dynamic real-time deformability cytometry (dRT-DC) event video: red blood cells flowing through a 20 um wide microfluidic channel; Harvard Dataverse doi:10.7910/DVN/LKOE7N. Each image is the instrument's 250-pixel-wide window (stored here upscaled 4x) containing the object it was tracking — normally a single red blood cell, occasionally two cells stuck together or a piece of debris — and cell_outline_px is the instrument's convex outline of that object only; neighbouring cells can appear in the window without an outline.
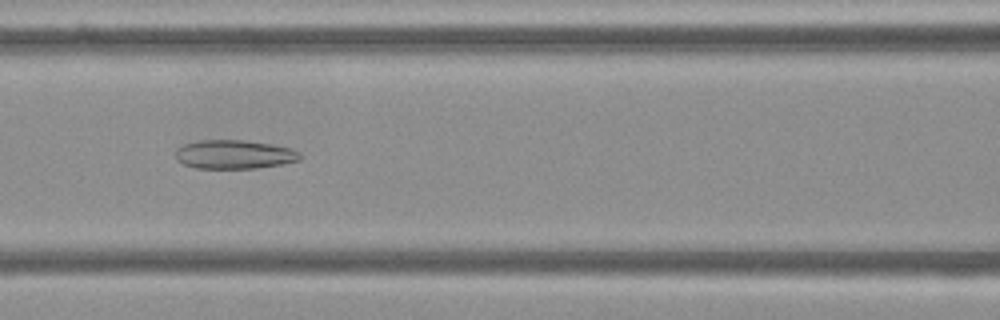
{"species": "Egyptian fruit bat (a non-hibernating species)", "species_latin": "Rousettus aegyptiacus", "temperature_condition": "cold", "stored_images_in_passage": 49, "camera_frame_rate_fps": 3000, "um_per_image_px": 0.085, "frame": {"image": 1, "passage_image": 18, "time_ms": 5.667, "image_size_px": [1000, 320], "cell_outline_px": [[300, 160], [280, 164], [256, 168], [196, 168], [184, 164], [176, 160], [176, 148], [184, 144], [200, 140], [244, 140], [272, 144], [292, 148], [300, 152]], "centroid_in_image_um": [19.9, 13.12], "position_along_channel_um": 146.7, "area_um2": 20.92}}
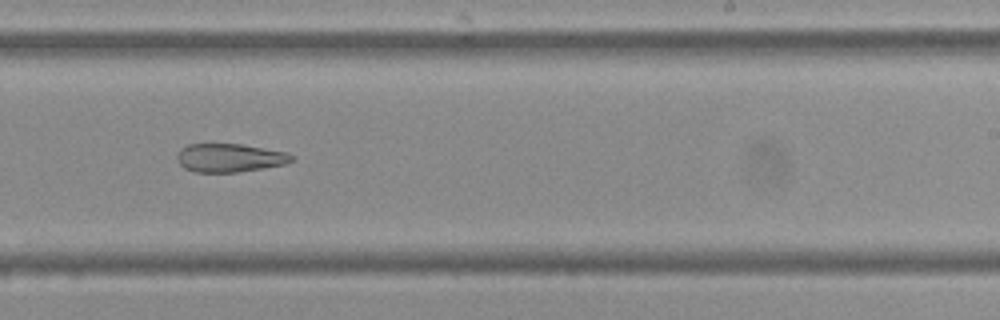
{"frame": {"image": 2, "passage_image": 28, "time_ms": 9.0, "image_size_px": [1000, 320], "cell_outline_px": [[292, 160], [284, 164], [264, 168], [236, 172], [196, 172], [184, 168], [176, 160], [176, 156], [180, 148], [188, 144], [240, 144], [284, 152], [292, 156]], "centroid_in_image_um": [19.44, 13.42], "position_along_channel_um": 269.6, "area_um2": 18.79}}
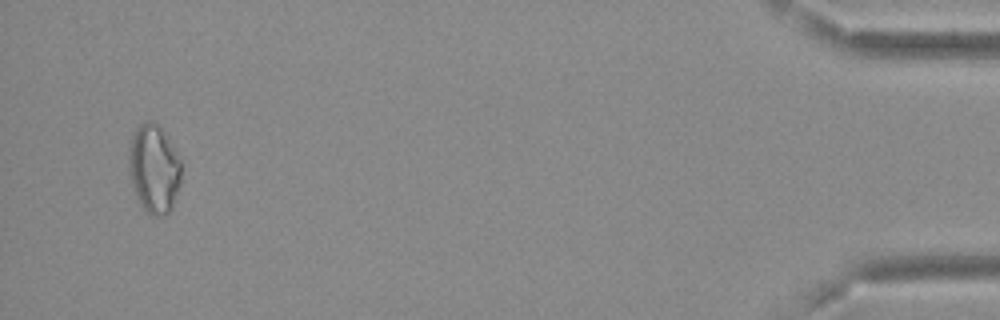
{"frame": {"image": 3, "passage_image": 47, "time_ms": 15.333, "image_size_px": [1000, 320], "cell_outline_px": [[180, 184], [172, 208], [164, 216], [152, 216], [140, 204], [132, 184], [128, 172], [128, 148], [132, 136], [136, 128], [144, 120], [152, 120], [160, 128], [180, 160]], "centroid_in_image_um": [13.05, 14.36], "position_along_channel_um": 422.1, "area_um2": 26.88}}